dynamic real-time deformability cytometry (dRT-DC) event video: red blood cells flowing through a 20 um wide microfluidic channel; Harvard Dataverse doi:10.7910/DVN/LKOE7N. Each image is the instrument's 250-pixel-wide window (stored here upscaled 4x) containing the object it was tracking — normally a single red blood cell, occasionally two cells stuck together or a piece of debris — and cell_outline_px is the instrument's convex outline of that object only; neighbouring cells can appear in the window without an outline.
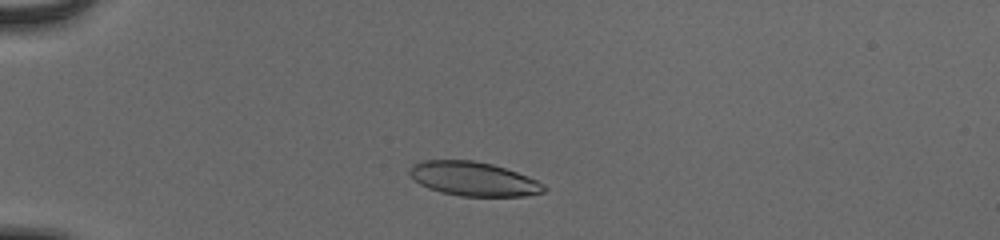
{"species": "human", "species_latin": "Homo sapiens", "temperature_condition": "cold", "stored_images_in_passage": 47, "camera_frame_rate_fps": 3000, "um_per_image_px": 0.085, "donor": {"sex": "male"}, "frame": {"image": 1, "passage_image": 8, "time_ms": 2.333, "image_size_px": [1000, 240], "cell_outline_px": [[548, 188], [544, 192], [524, 196], [460, 196], [440, 192], [428, 188], [420, 184], [408, 172], [408, 168], [412, 164], [424, 160], [472, 160], [492, 164], [516, 172], [536, 180], [544, 184]], "centroid_in_image_um": [40.23, 15.21], "position_along_channel_um": 44.8, "area_um2": 26.65}}
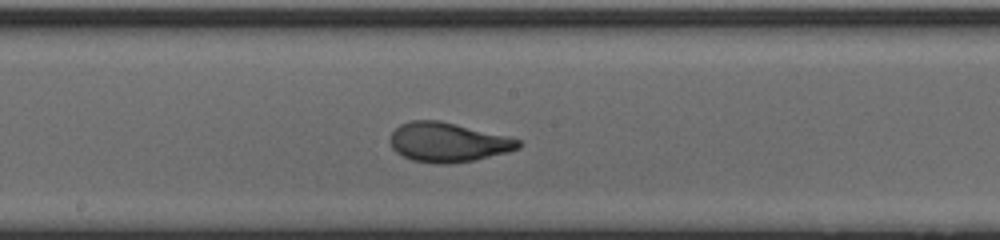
{"frame": {"image": 2, "passage_image": 24, "time_ms": 7.667, "image_size_px": [1000, 240], "cell_outline_px": [[520, 148], [508, 152], [476, 160], [448, 164], [436, 164], [412, 160], [396, 152], [392, 148], [388, 140], [392, 132], [400, 124], [412, 120], [440, 120], [508, 136], [520, 140]], "centroid_in_image_um": [38.06, 12.09], "position_along_channel_um": 210.1, "area_um2": 29.65}}
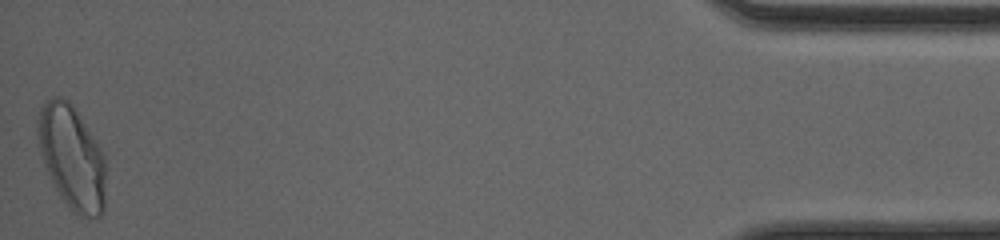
{"frame": {"image": 3, "passage_image": 47, "time_ms": 15.333, "image_size_px": [1000, 240], "cell_outline_px": [[104, 212], [100, 216], [80, 216], [72, 212], [60, 196], [44, 164], [40, 152], [36, 132], [36, 120], [40, 108], [44, 100], [52, 96], [60, 96], [68, 100], [72, 104], [104, 152]], "centroid_in_image_um": [6.08, 13.32], "position_along_channel_um": 429.1, "area_um2": 41.21}, "authors_computed_cell_mechanics": {"area_um2": 28.8422, "velocity_mm_per_s": 3.8806, "shape_relaxation_time_tau1_ms": 3.3477, "shape_relaxation_time_tau2_ms": null, "deformation_change_tau1": 0.1679, "deformation_change_tau2": null}}